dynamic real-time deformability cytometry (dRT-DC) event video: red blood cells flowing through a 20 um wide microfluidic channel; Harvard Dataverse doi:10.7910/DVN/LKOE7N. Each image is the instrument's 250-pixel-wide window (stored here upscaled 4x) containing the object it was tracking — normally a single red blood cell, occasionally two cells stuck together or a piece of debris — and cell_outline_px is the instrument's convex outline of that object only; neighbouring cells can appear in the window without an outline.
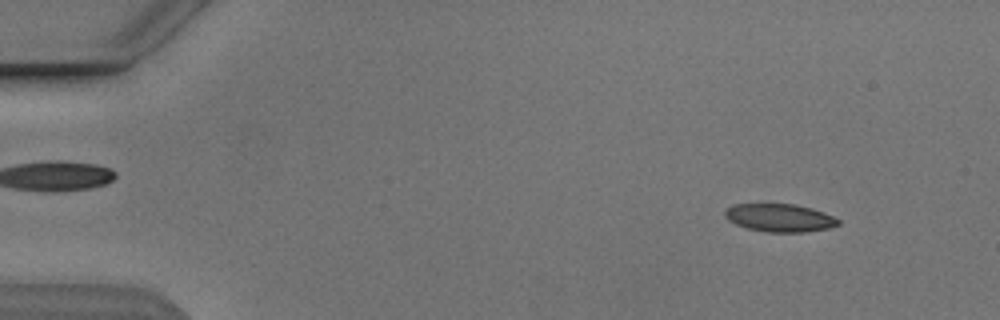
{"species": "Egyptian fruit bat (a non-hibernating species)", "species_latin": "Rousettus aegyptiacus", "temperature_condition": "cold", "stored_images_in_passage": 53, "camera_frame_rate_fps": 3000, "um_per_image_px": 0.085, "animal": {"sex": "male"}, "frame": {"image": 1, "passage_image": 5, "time_ms": 1.333, "image_size_px": [1000, 320], "cell_outline_px": [[840, 224], [828, 228], [804, 232], [768, 232], [748, 228], [736, 224], [728, 220], [724, 216], [724, 212], [732, 204], [796, 204], [812, 208], [824, 212], [840, 220]], "centroid_in_image_um": [66.27, 18.51], "position_along_channel_um": 18.7, "area_um2": 18.44}}
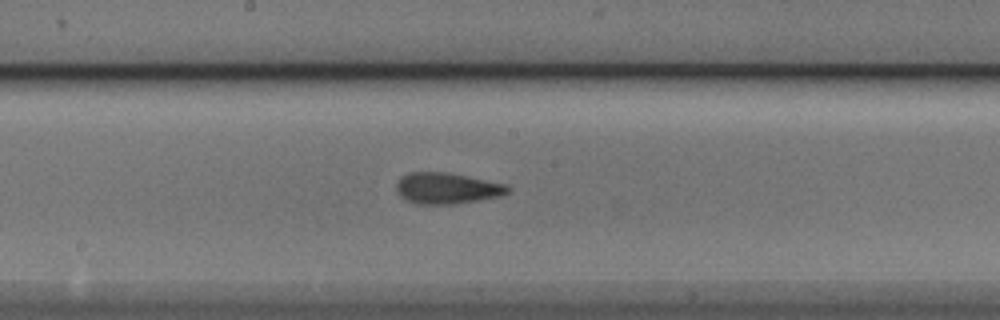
{"frame": {"image": 2, "passage_image": 28, "time_ms": 9.0, "image_size_px": [1000, 320], "cell_outline_px": [[512, 188], [508, 192], [500, 196], [456, 204], [420, 204], [408, 200], [400, 196], [396, 192], [396, 184], [408, 172], [444, 172], [504, 184]], "centroid_in_image_um": [37.97, 16.01], "position_along_channel_um": 210.2, "area_um2": 19.83}}
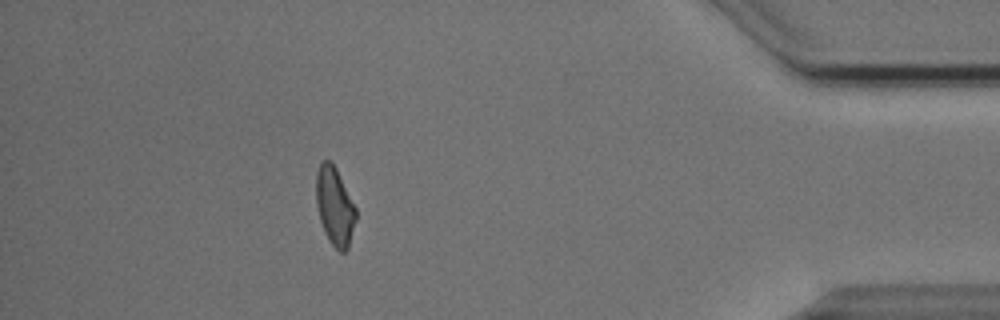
{"frame": {"image": 3, "passage_image": 47, "time_ms": 15.333, "image_size_px": [1000, 320], "cell_outline_px": [[356, 220], [348, 248], [344, 252], [340, 252], [328, 240], [324, 232], [320, 220], [316, 204], [316, 172], [320, 164], [324, 160], [328, 160], [336, 168], [356, 208]], "centroid_in_image_um": [28.45, 17.55], "position_along_channel_um": 406.8, "area_um2": 18.03}, "authors_computed_cell_mechanics": {"area_um2": 19.074, "velocity_mm_per_s": 3.8487, "shape_relaxation_time_tau1_ms": 7.9159, "shape_relaxation_time_tau2_ms": 1.7284, "deformation_change_tau1": 0.1815, "deformation_change_tau2": 0.0786}}